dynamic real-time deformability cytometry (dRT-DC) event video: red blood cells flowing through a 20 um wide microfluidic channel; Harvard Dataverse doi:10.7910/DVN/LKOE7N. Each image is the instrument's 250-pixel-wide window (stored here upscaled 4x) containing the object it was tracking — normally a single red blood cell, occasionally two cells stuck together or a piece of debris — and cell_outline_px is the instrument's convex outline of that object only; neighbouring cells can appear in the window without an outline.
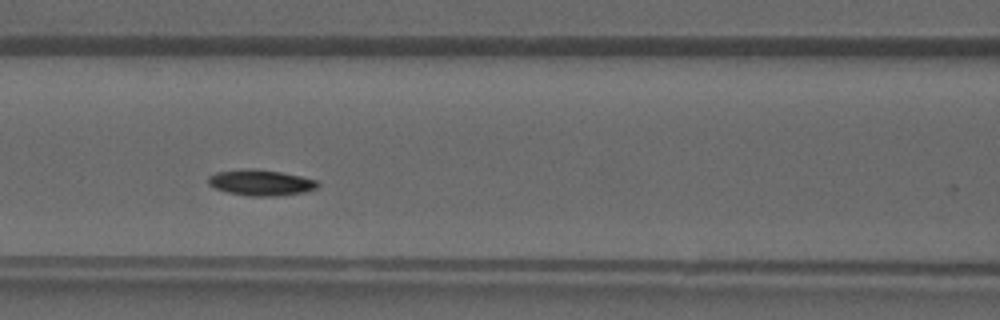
{"species": "common noctule bat (a hibernating species)", "species_latin": "Nyctalus noctula", "temperature_condition": "warm", "stored_images_in_passage": 35, "camera_frame_rate_fps": 3000, "um_per_image_px": 0.085, "animal": {"sex": "male", "forearm_length_mm": 52.5}, "frame": {"image": 1, "passage_image": 12, "time_ms": 3.667, "image_size_px": [1000, 320], "cell_outline_px": [[320, 184], [316, 188], [304, 192], [276, 196], [252, 196], [228, 192], [216, 188], [208, 184], [208, 176], [216, 172], [248, 168], [280, 172], [300, 176], [316, 180]], "centroid_in_image_um": [22.16, 15.52], "position_along_channel_um": 144.4, "area_um2": 16.3}}
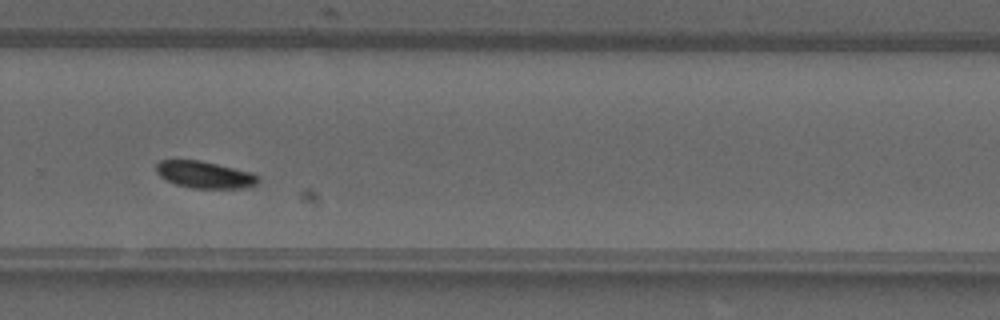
{"frame": {"image": 2, "passage_image": 22, "time_ms": 7.0, "image_size_px": [1000, 320], "cell_outline_px": [[260, 180], [256, 184], [244, 188], [192, 188], [176, 184], [160, 176], [156, 172], [156, 164], [160, 160], [200, 160], [252, 172], [260, 176]], "centroid_in_image_um": [17.43, 14.84], "position_along_channel_um": 312.4, "area_um2": 16.01}}
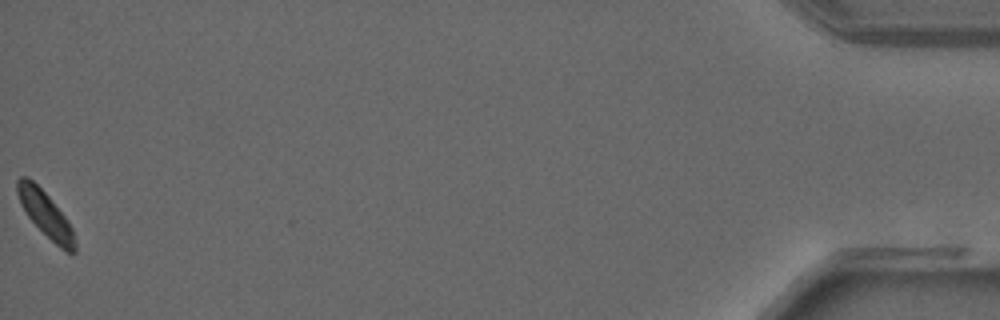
{"frame": {"image": 3, "passage_image": 35, "time_ms": 11.333, "image_size_px": [1000, 320], "cell_outline_px": [[76, 252], [68, 252], [60, 248], [28, 216], [16, 192], [16, 180], [20, 176], [28, 176], [48, 196], [68, 220], [72, 228], [76, 244]], "centroid_in_image_um": [3.88, 18.18], "position_along_channel_um": 431.3, "area_um2": 14.8}}